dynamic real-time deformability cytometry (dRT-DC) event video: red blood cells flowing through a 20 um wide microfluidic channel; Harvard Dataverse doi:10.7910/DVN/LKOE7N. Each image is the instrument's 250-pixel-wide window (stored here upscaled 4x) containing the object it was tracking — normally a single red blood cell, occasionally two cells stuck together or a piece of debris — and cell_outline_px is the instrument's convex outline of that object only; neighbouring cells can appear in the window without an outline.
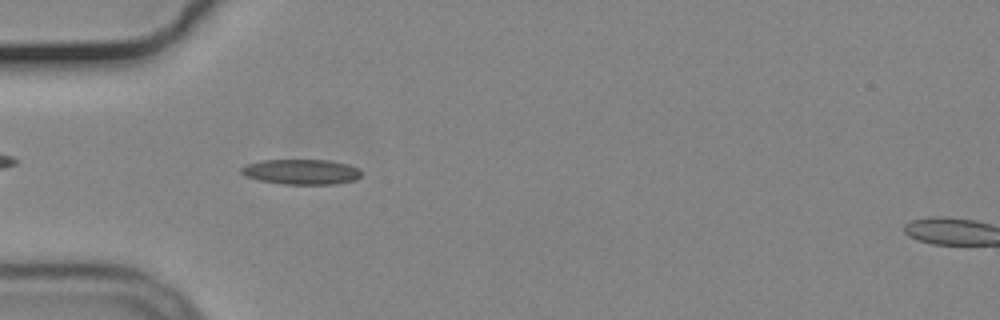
{"species": "common noctule bat (a hibernating species)", "species_latin": "Nyctalus noctula", "temperature_condition": "cold", "stored_images_in_passage": 45, "camera_frame_rate_fps": 3000, "um_per_image_px": 0.085, "animal": {"sex": "male", "body_mass_g": 19.2, "forearm_length_mm": 51.8}, "frame": {"image": 1, "passage_image": 7, "time_ms": 2.0, "image_size_px": [1000, 320], "cell_outline_px": [[360, 176], [356, 180], [332, 184], [284, 184], [260, 180], [248, 176], [240, 172], [240, 168], [248, 164], [264, 160], [328, 160], [348, 164], [360, 168]], "centroid_in_image_um": [25.65, 14.6], "position_along_channel_um": 59.3, "area_um2": 17.46}}
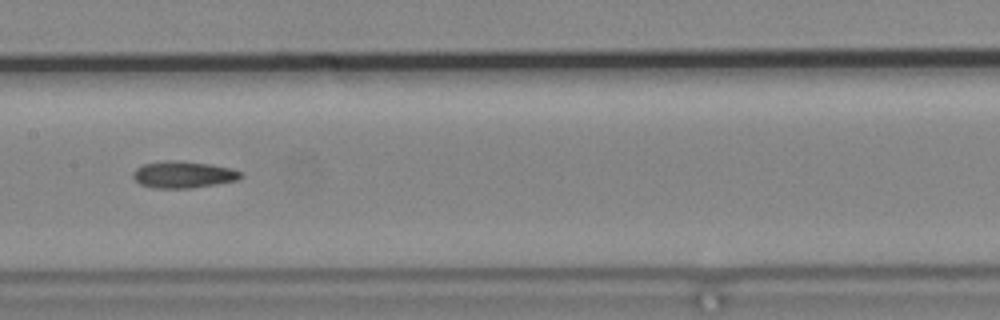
{"frame": {"image": 2, "passage_image": 18, "time_ms": 5.667, "image_size_px": [1000, 320], "cell_outline_px": [[244, 176], [236, 180], [216, 184], [188, 188], [152, 188], [140, 184], [132, 176], [132, 172], [136, 168], [144, 164], [164, 160], [180, 160], [212, 164], [232, 168], [240, 172]], "centroid_in_image_um": [15.56, 14.82], "position_along_channel_um": 191.8, "area_um2": 16.94}}
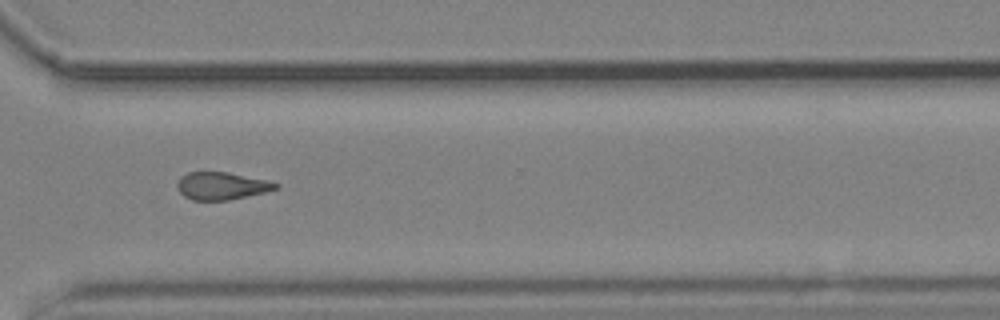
{"frame": {"image": 3, "passage_image": 31, "time_ms": 10.0, "image_size_px": [1000, 320], "cell_outline_px": [[280, 188], [264, 192], [228, 200], [192, 200], [184, 196], [176, 188], [176, 184], [180, 176], [188, 172], [228, 172], [268, 180], [280, 184]], "centroid_in_image_um": [18.83, 15.79], "position_along_channel_um": 351.8, "area_um2": 15.9}, "authors_computed_cell_mechanics": {"area_um2": 16.4152, "velocity_mm_per_s": 3.7149, "shape_relaxation_time_tau1_ms": null, "shape_relaxation_time_tau2_ms": 10.9159, "deformation_change_tau1": null, "deformation_change_tau2": 0.2253}}